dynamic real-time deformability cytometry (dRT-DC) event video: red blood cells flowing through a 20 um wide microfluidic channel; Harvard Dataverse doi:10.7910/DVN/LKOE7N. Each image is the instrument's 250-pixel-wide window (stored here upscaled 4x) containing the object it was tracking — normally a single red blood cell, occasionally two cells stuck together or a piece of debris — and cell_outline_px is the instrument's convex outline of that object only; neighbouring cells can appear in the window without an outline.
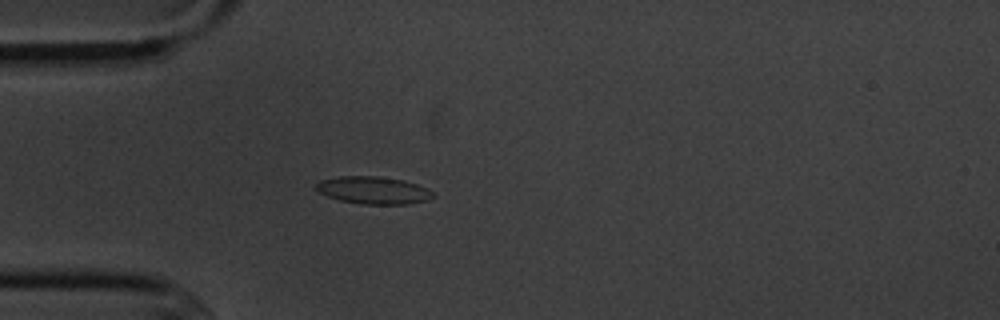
{"species": "common noctule bat (a hibernating species)", "species_latin": "Nyctalus noctula", "temperature_condition": "cold", "stored_images_in_passage": 3, "camera_frame_rate_fps": 3000, "um_per_image_px": 0.085, "animal": {"sex": "male", "body_mass_g": 20.1, "forearm_length_mm": 53.5}, "frame": {"image": 1, "passage_image": 3, "time_ms": 2.333, "image_size_px": [1000, 320], "cell_outline_px": [[436, 196], [428, 200], [408, 204], [360, 204], [340, 200], [316, 192], [316, 184], [320, 180], [340, 176], [376, 176], [404, 180], [428, 188]], "centroid_in_image_um": [31.74, 16.17], "position_along_channel_um": 53.3, "area_um2": 18.79}}